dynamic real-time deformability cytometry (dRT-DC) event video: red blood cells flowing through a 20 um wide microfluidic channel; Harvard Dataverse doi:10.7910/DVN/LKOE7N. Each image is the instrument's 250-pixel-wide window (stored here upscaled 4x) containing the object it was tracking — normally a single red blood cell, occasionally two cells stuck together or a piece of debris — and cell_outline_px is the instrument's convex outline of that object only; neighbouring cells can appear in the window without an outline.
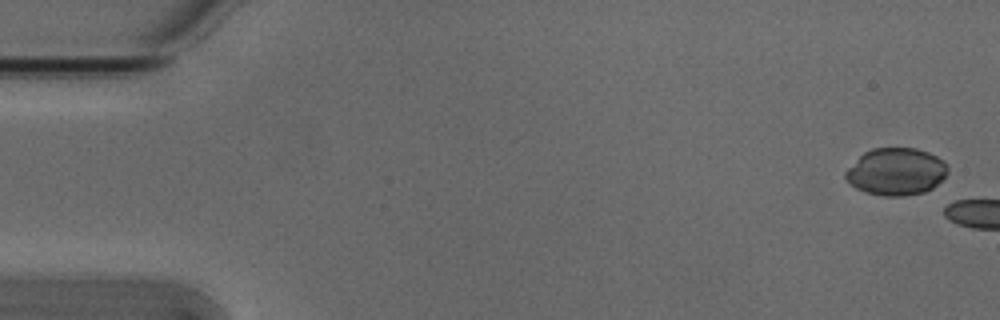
{"species": "Egyptian fruit bat (a non-hibernating species)", "species_latin": "Rousettus aegyptiacus", "temperature_condition": "cold", "stored_images_in_passage": 5, "camera_frame_rate_fps": 3000, "um_per_image_px": 0.085, "animal": {"sex": "male"}, "frame": {"image": 1, "passage_image": 1, "time_ms": 0.0, "image_size_px": [1000, 320], "cell_outline_px": [[948, 172], [932, 188], [924, 192], [904, 196], [884, 196], [864, 192], [856, 188], [844, 176], [844, 172], [864, 152], [872, 148], [916, 148], [928, 152], [944, 160], [948, 168]], "centroid_in_image_um": [76.17, 14.58], "position_along_channel_um": 8.8, "area_um2": 28.03}}